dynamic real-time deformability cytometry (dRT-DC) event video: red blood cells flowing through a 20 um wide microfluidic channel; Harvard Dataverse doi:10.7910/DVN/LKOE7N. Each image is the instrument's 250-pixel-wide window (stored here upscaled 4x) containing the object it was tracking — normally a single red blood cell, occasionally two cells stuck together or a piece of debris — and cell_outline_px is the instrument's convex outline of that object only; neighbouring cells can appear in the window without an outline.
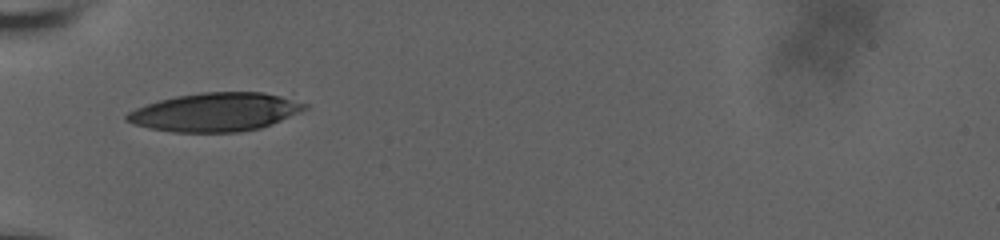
{"species": "human", "species_latin": "Homo sapiens", "temperature_condition": "room temperature", "stored_images_in_passage": 7, "camera_frame_rate_fps": 3000, "um_per_image_px": 0.085, "donor": {"sex": "male"}, "frame": {"image": 1, "passage_image": 1, "time_ms": 0.0, "image_size_px": [1000, 240], "cell_outline_px": [[308, 108], [300, 112], [272, 124], [260, 128], [240, 132], [172, 132], [148, 128], [124, 120], [124, 116], [128, 112], [136, 108], [160, 100], [176, 96], [200, 92], [264, 92], [280, 96], [308, 104]], "centroid_in_image_um": [18.3, 9.53], "position_along_channel_um": 66.7, "area_um2": 39.88}}
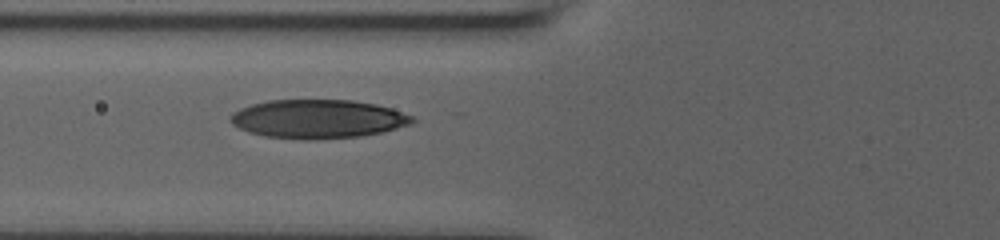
{"frame": {"image": 2, "passage_image": 6, "time_ms": 1.0, "image_size_px": [1000, 240], "cell_outline_px": [[416, 120], [412, 124], [380, 132], [360, 136], [308, 140], [300, 140], [264, 136], [248, 132], [232, 124], [228, 120], [228, 116], [232, 112], [240, 108], [252, 104], [268, 100], [352, 100], [376, 104], [392, 108], [412, 116]], "centroid_in_image_um": [26.98, 10.11], "position_along_channel_um": 98.8, "area_um2": 41.27}}